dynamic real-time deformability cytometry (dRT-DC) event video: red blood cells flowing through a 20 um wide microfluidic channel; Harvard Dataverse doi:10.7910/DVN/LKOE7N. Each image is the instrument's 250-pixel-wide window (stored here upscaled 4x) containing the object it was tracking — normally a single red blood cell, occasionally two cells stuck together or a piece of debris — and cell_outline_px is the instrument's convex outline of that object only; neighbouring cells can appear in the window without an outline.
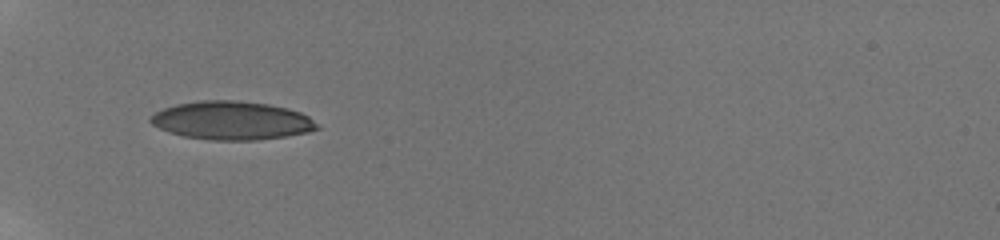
{"species": "human", "species_latin": "Homo sapiens", "temperature_condition": "room temperature", "stored_images_in_passage": 42, "camera_frame_rate_fps": 3000, "um_per_image_px": 0.085, "donor": {"sex": "male"}, "frame": {"image": 1, "passage_image": 1, "time_ms": 0.0, "image_size_px": [1000, 240], "cell_outline_px": [[320, 128], [308, 132], [284, 136], [256, 140], [208, 140], [184, 136], [168, 132], [152, 124], [148, 120], [156, 112], [164, 108], [176, 104], [204, 100], [236, 100], [268, 104], [288, 108], [300, 112], [308, 116], [320, 124]], "centroid_in_image_um": [19.72, 10.24], "position_along_channel_um": 65.3, "area_um2": 37.28}}
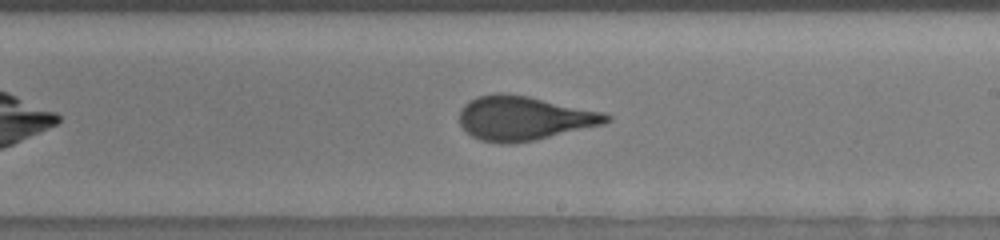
{"frame": {"image": 2, "passage_image": 19, "time_ms": 5.0, "image_size_px": [1000, 240], "cell_outline_px": [[612, 120], [604, 124], [536, 140], [512, 144], [500, 144], [480, 140], [472, 136], [460, 124], [460, 108], [464, 104], [476, 96], [496, 92], [508, 92], [528, 96], [604, 112], [612, 116]], "centroid_in_image_um": [44.53, 10.04], "position_along_channel_um": 244.5, "area_um2": 38.21}}
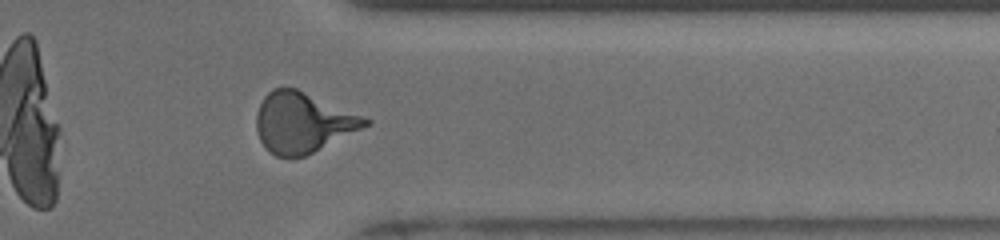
{"frame": {"image": 3, "passage_image": 32, "time_ms": 8.667, "image_size_px": [1000, 240], "cell_outline_px": [[372, 120], [368, 124], [304, 156], [288, 160], [276, 156], [268, 152], [264, 148], [260, 140], [256, 128], [256, 112], [264, 96], [272, 88], [296, 88]], "centroid_in_image_um": [25.64, 10.43], "position_along_channel_um": 385.8, "area_um2": 37.8}, "authors_computed_cell_mechanics": {"area_um2": 37.3677, "velocity_mm_per_s": 3.8842, "shape_relaxation_time_tau1_ms": 5.1878, "shape_relaxation_time_tau2_ms": null, "deformation_change_tau1": 0.2063, "deformation_change_tau2": null}}